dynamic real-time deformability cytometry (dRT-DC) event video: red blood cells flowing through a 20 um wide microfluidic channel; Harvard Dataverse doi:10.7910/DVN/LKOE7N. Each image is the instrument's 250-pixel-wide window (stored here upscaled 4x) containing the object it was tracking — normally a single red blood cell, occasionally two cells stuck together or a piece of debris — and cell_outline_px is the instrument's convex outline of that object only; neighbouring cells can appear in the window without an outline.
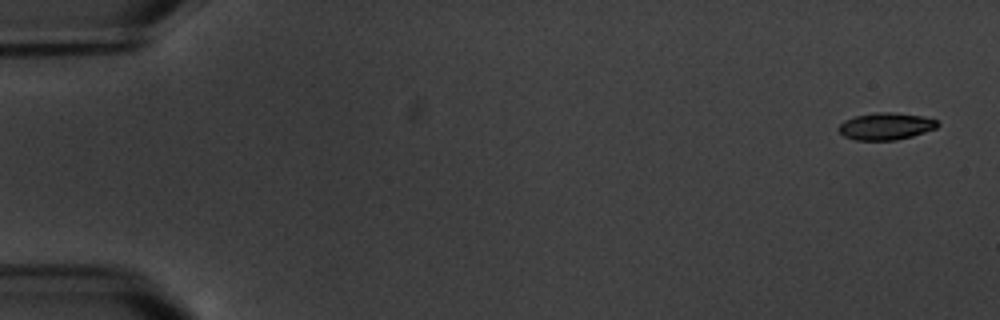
{"species": "common noctule bat (a hibernating species)", "species_latin": "Nyctalus noctula", "temperature_condition": "warm", "stored_images_in_passage": 11, "camera_frame_rate_fps": 3000, "um_per_image_px": 0.085, "animal": {"sex": "male", "body_mass_g": 20.1, "forearm_length_mm": 53.5}, "frame": {"image": 1, "passage_image": 1, "time_ms": 0.0, "image_size_px": [1000, 320], "cell_outline_px": [[940, 124], [936, 128], [912, 136], [896, 140], [856, 140], [844, 136], [836, 128], [844, 120], [856, 116], [876, 112], [888, 112], [924, 116], [936, 120]], "centroid_in_image_um": [75.28, 10.73], "position_along_channel_um": 9.7, "area_um2": 15.55}}
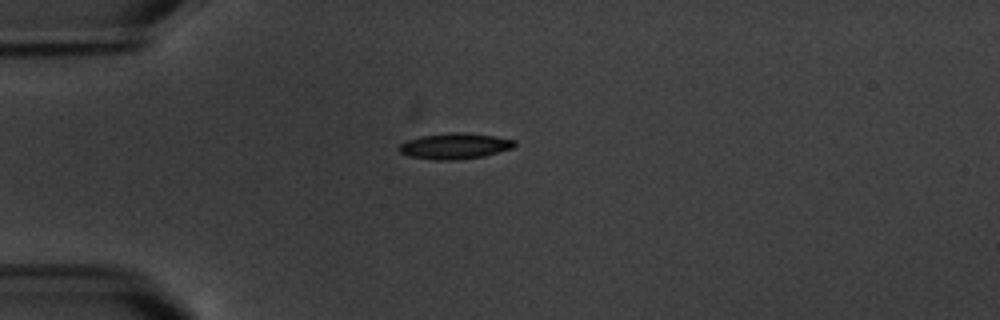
{"frame": {"image": 2, "passage_image": 5, "time_ms": 4.667, "image_size_px": [1000, 320], "cell_outline_px": [[516, 144], [512, 148], [484, 156], [456, 160], [436, 160], [408, 156], [400, 152], [396, 148], [404, 140], [420, 136], [452, 132], [464, 132], [492, 136], [516, 140]], "centroid_in_image_um": [38.6, 12.41], "position_along_channel_um": 46.4, "area_um2": 17.51}}